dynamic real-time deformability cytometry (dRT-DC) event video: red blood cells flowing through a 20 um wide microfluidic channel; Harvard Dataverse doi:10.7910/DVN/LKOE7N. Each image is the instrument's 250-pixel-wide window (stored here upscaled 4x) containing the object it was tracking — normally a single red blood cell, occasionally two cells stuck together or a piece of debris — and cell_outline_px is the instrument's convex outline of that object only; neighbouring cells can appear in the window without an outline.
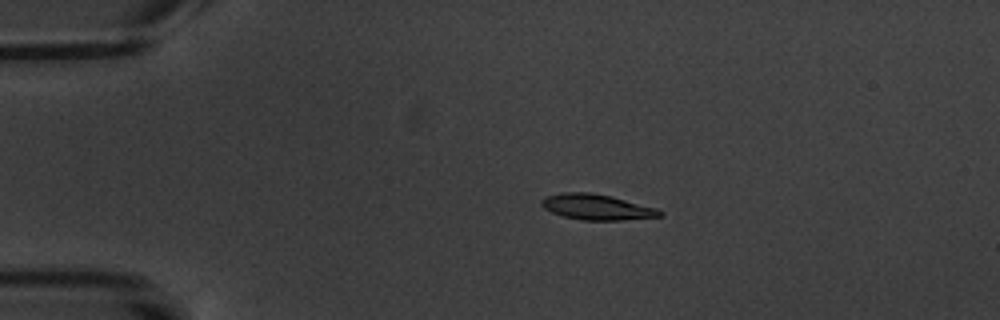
{"species": "common noctule bat (a hibernating species)", "species_latin": "Nyctalus noctula", "temperature_condition": "warm", "stored_images_in_passage": 11, "camera_frame_rate_fps": 3000, "um_per_image_px": 0.085, "animal": {"sex": "male", "body_mass_g": 20.1, "forearm_length_mm": 53.5}, "frame": {"image": 1, "passage_image": 4, "time_ms": 3.667, "image_size_px": [1000, 320], "cell_outline_px": [[664, 216], [620, 220], [580, 220], [564, 216], [552, 212], [544, 208], [540, 204], [540, 200], [544, 196], [564, 192], [592, 192], [612, 196], [656, 208], [664, 212]], "centroid_in_image_um": [50.71, 17.59], "position_along_channel_um": 34.3, "area_um2": 17.74}}
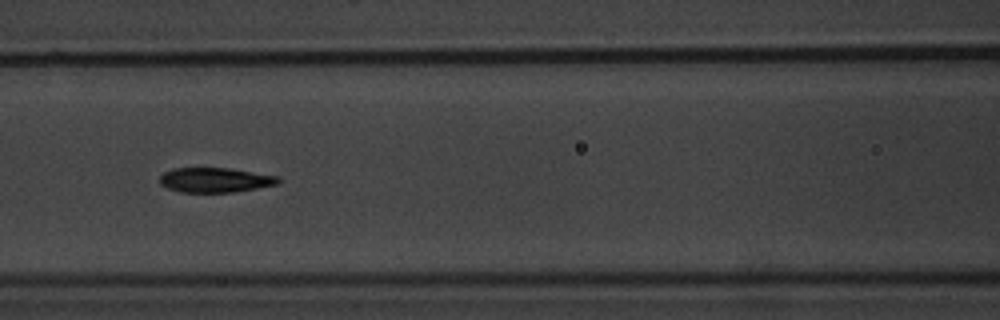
{"frame": {"image": 2, "passage_image": 8, "time_ms": 8.333, "image_size_px": [1000, 320], "cell_outline_px": [[280, 184], [232, 192], [180, 192], [168, 188], [160, 184], [160, 176], [164, 172], [172, 168], [228, 168], [280, 176]], "centroid_in_image_um": [18.3, 15.29], "position_along_channel_um": 148.3, "area_um2": 17.11}}